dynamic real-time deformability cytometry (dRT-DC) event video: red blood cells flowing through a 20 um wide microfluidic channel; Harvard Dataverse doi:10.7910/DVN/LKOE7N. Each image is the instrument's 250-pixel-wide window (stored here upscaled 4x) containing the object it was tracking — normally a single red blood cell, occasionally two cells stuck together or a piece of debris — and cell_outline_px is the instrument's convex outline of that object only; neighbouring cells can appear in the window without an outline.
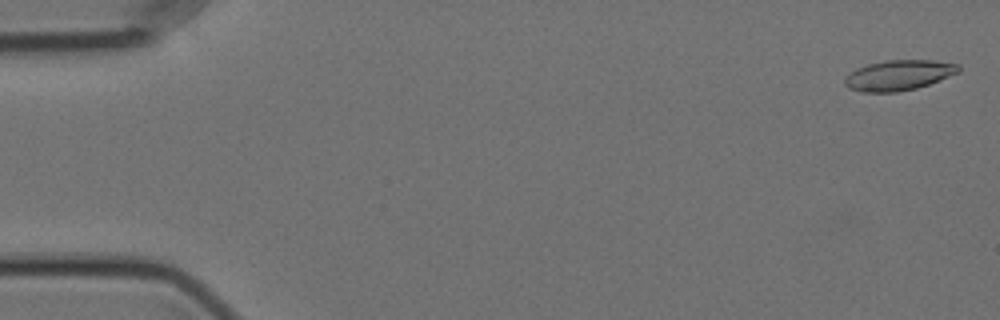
{"species": "Egyptian fruit bat (a non-hibernating species)", "species_latin": "Rousettus aegyptiacus", "temperature_condition": "cold", "stored_images_in_passage": 57, "camera_frame_rate_fps": 3000, "um_per_image_px": 0.085, "animal": {"sex": "female"}, "frame": {"image": 1, "passage_image": 2, "time_ms": 0.333, "image_size_px": [1000, 320], "cell_outline_px": [[960, 72], [928, 84], [916, 88], [896, 92], [864, 92], [848, 88], [844, 84], [844, 80], [856, 68], [868, 64], [888, 60], [932, 60], [960, 64]], "centroid_in_image_um": [76.41, 6.39], "position_along_channel_um": 8.6, "area_um2": 19.94}}
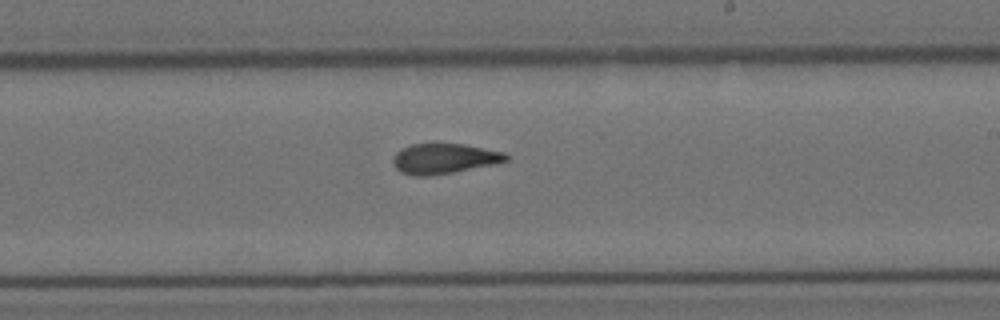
{"frame": {"image": 2, "passage_image": 34, "time_ms": 11.0, "image_size_px": [1000, 320], "cell_outline_px": [[508, 160], [496, 164], [452, 172], [428, 176], [412, 176], [400, 172], [392, 164], [392, 156], [400, 148], [412, 144], [464, 144], [504, 152], [508, 156]], "centroid_in_image_um": [37.7, 13.49], "position_along_channel_um": 251.3, "area_um2": 20.0}}
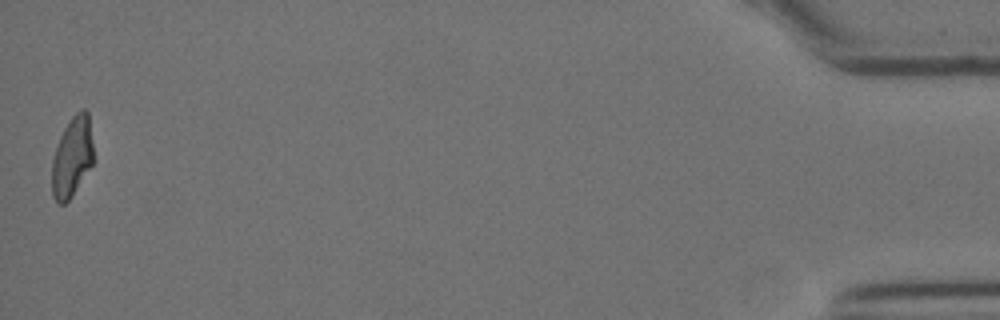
{"frame": {"image": 3, "passage_image": 57, "time_ms": 18.667, "image_size_px": [1000, 320], "cell_outline_px": [[92, 164], [72, 196], [64, 204], [56, 204], [52, 196], [52, 160], [60, 136], [64, 128], [72, 116], [76, 112], [84, 108], [88, 112], [92, 144]], "centroid_in_image_um": [6.1, 13.36], "position_along_channel_um": 429.1, "area_um2": 19.19}, "authors_computed_cell_mechanics": {"area_um2": 20.2878, "velocity_mm_per_s": 3.5633, "shape_relaxation_time_tau1_ms": 11.3439, "shape_relaxation_time_tau2_ms": 2.2486, "deformation_change_tau1": 0.2654, "deformation_change_tau2": 0.0976}}